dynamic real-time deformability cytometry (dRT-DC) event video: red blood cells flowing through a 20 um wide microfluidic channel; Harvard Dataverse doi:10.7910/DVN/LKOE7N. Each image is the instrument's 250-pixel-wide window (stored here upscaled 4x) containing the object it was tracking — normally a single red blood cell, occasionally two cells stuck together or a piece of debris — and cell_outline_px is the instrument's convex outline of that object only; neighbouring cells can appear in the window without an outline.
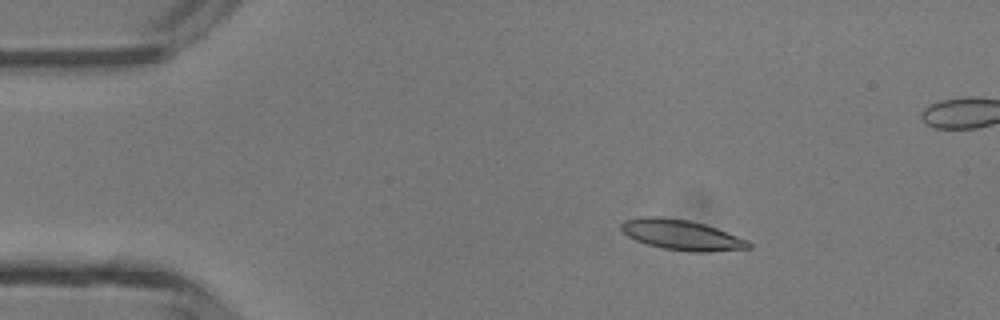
{"species": "common noctule bat (a hibernating species)", "species_latin": "Nyctalus noctula", "temperature_condition": "room temperature", "stored_images_in_passage": 41, "camera_frame_rate_fps": 3000, "um_per_image_px": 0.085, "animal": {"sex": "male", "body_mass_g": 13.3}, "frame": {"image": 1, "passage_image": 1, "time_ms": 0.0, "image_size_px": [1000, 320], "cell_outline_px": [[752, 248], [708, 252], [688, 252], [664, 248], [648, 244], [636, 240], [628, 236], [620, 228], [620, 224], [624, 220], [644, 216], [660, 216], [688, 220], [704, 224], [716, 228], [748, 240], [752, 244]], "centroid_in_image_um": [57.94, 19.96], "position_along_channel_um": 27.1, "area_um2": 22.48}}
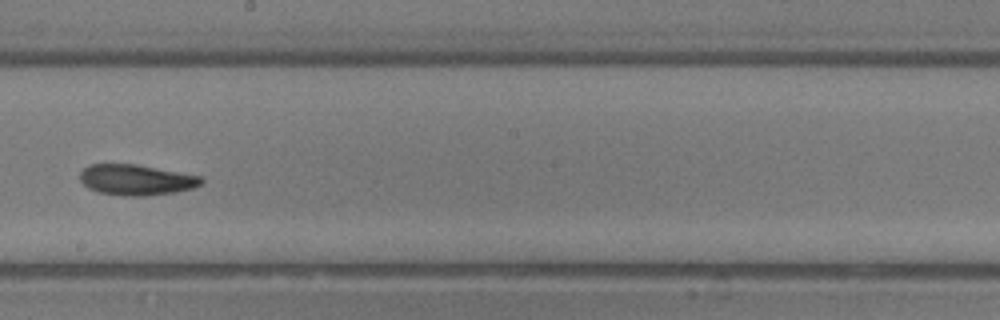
{"frame": {"image": 2, "passage_image": 20, "time_ms": 6.333, "image_size_px": [1000, 320], "cell_outline_px": [[204, 184], [192, 188], [176, 192], [144, 196], [124, 196], [96, 192], [88, 188], [80, 180], [80, 172], [88, 164], [136, 164], [200, 176], [204, 180]], "centroid_in_image_um": [11.57, 15.29], "position_along_channel_um": 236.6, "area_um2": 21.79}}
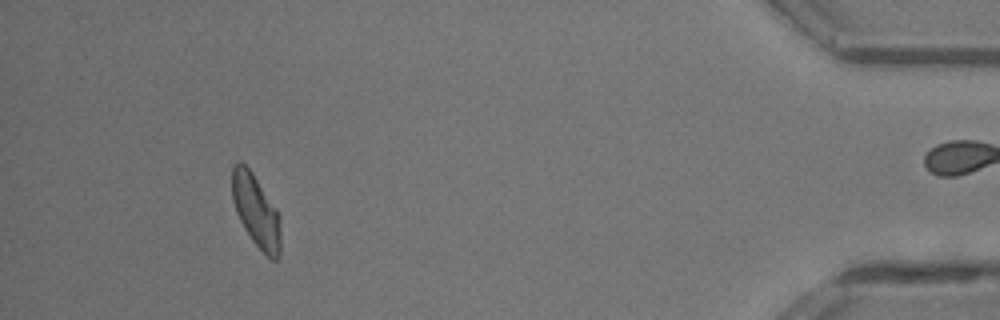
{"frame": {"image": 3, "passage_image": 37, "time_ms": 12.0, "image_size_px": [1000, 320], "cell_outline_px": [[280, 256], [276, 260], [272, 260], [252, 240], [244, 228], [236, 212], [232, 200], [232, 168], [240, 160], [252, 172], [276, 208], [280, 216]], "centroid_in_image_um": [21.77, 17.93], "position_along_channel_um": 413.4, "area_um2": 20.35}, "authors_computed_cell_mechanics": {"area_um2": 21.5016, "velocity_mm_per_s": 4.3207, "shape_relaxation_time_tau1_ms": null, "shape_relaxation_time_tau2_ms": 3.6598, "deformation_change_tau1": null, "deformation_change_tau2": 0.1119}}